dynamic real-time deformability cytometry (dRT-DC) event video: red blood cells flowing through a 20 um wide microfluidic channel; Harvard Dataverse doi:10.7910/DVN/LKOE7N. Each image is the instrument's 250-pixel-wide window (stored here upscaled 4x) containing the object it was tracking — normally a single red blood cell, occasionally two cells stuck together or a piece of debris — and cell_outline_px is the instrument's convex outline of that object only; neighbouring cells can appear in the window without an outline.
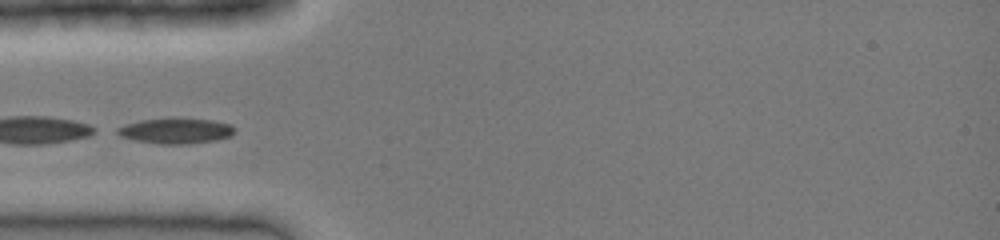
{"species": "common noctule bat (a hibernating species)", "species_latin": "Nyctalus noctula", "temperature_condition": "cold", "stored_images_in_passage": 26, "camera_frame_rate_fps": 3000, "um_per_image_px": 0.085, "animal": {"sex": "female", "body_mass_g": 19.0, "forearm_length_mm": 51.5}, "frame": {"image": 1, "passage_image": 1, "time_ms": 0.0, "image_size_px": [1000, 240], "cell_outline_px": [[236, 128], [232, 136], [212, 140], [188, 144], [160, 144], [136, 140], [120, 136], [112, 132], [116, 128], [124, 124], [140, 120], [172, 116], [212, 120], [228, 124]], "centroid_in_image_um": [14.88, 11.09], "position_along_channel_um": 70.1, "area_um2": 17.92}}